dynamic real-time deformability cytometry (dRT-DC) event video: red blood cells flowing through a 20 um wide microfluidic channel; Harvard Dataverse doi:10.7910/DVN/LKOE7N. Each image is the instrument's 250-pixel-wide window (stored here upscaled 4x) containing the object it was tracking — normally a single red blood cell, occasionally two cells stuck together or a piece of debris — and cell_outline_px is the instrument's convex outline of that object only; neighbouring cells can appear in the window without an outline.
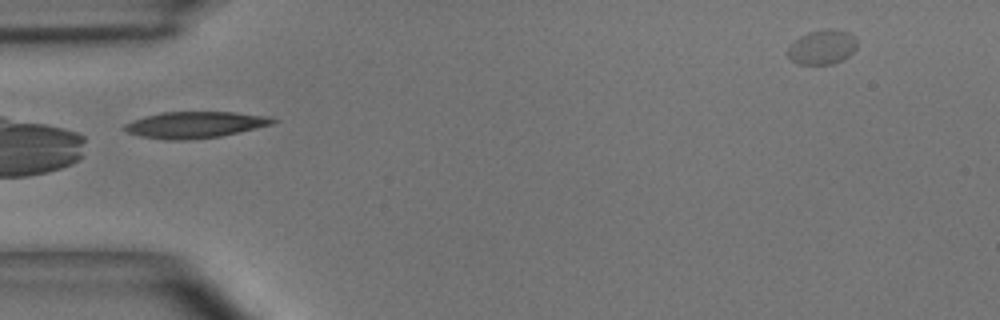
{"species": "common noctule bat (a hibernating species)", "species_latin": "Nyctalus noctula", "temperature_condition": "room temperature", "stored_images_in_passage": 6, "camera_frame_rate_fps": 3000, "um_per_image_px": 0.085, "animal": {"sex": "male", "body_mass_g": 15.6}, "frame": {"image": 1, "passage_image": 5, "time_ms": 1.333, "image_size_px": [1000, 320], "cell_outline_px": [[276, 120], [272, 124], [256, 128], [220, 136], [188, 140], [168, 140], [140, 136], [128, 132], [120, 128], [124, 124], [132, 120], [144, 116], [160, 112], [232, 112], [272, 116]], "centroid_in_image_um": [16.53, 10.6], "position_along_channel_um": 68.5, "area_um2": 22.89}}
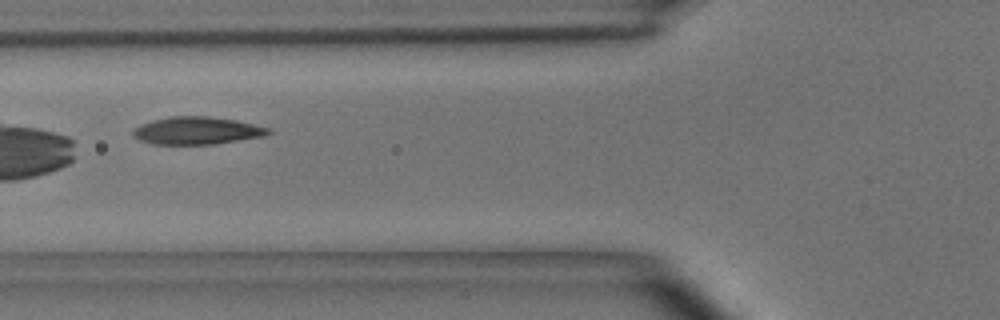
{"frame": {"image": 2, "passage_image": 6, "time_ms": 1.667, "image_size_px": [1000, 320], "cell_outline_px": [[272, 132], [264, 136], [216, 144], [152, 144], [140, 140], [132, 136], [132, 128], [140, 124], [152, 120], [168, 116], [208, 116], [236, 120], [268, 128]], "centroid_in_image_um": [16.68, 11.1], "position_along_channel_um": 109.1, "area_um2": 21.85}}